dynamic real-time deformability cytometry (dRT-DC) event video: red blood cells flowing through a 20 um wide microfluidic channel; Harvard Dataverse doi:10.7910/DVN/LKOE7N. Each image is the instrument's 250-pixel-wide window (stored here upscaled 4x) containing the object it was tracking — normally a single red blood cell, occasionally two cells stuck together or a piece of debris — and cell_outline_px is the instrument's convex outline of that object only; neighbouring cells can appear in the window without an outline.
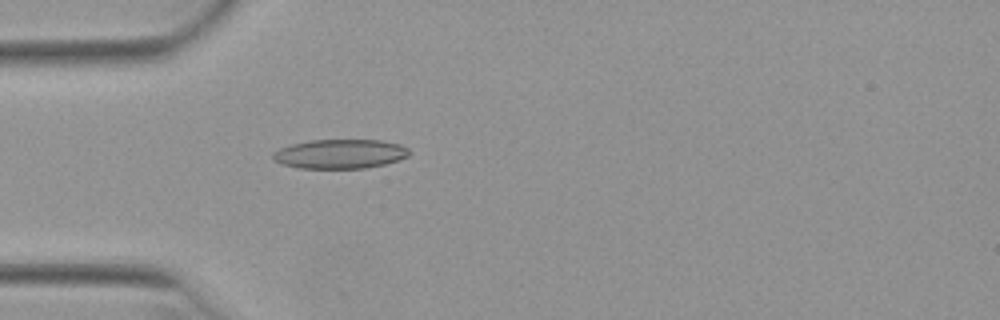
{"species": "Egyptian fruit bat (a non-hibernating species)", "species_latin": "Rousettus aegyptiacus", "temperature_condition": "warm", "stored_images_in_passage": 45, "camera_frame_rate_fps": 3000, "um_per_image_px": 0.085, "animal": {"sex": "female"}, "frame": {"image": 1, "passage_image": 9, "time_ms": 2.667, "image_size_px": [1000, 320], "cell_outline_px": [[408, 156], [400, 160], [384, 164], [364, 168], [296, 168], [272, 160], [272, 152], [280, 148], [292, 144], [308, 140], [380, 140], [400, 144], [408, 148]], "centroid_in_image_um": [28.88, 13.08], "position_along_channel_um": 56.1, "area_um2": 23.29}}
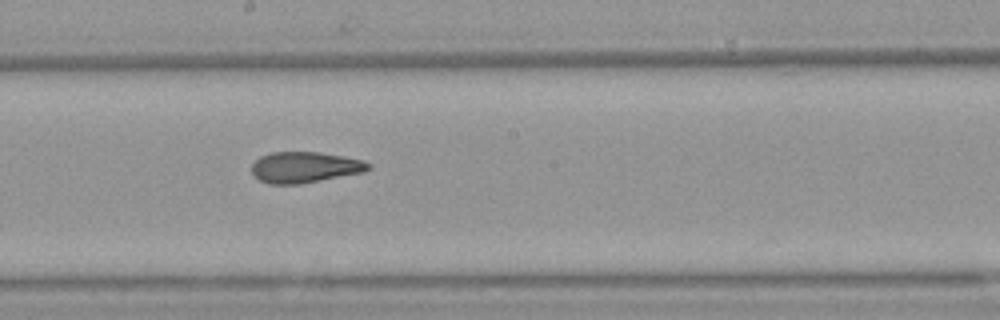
{"frame": {"image": 2, "passage_image": 22, "time_ms": 7.0, "image_size_px": [1000, 320], "cell_outline_px": [[372, 168], [364, 172], [300, 184], [268, 184], [252, 176], [252, 164], [260, 156], [272, 152], [320, 152], [344, 156], [364, 160], [372, 164]], "centroid_in_image_um": [25.92, 14.22], "position_along_channel_um": 222.3, "area_um2": 21.27}}
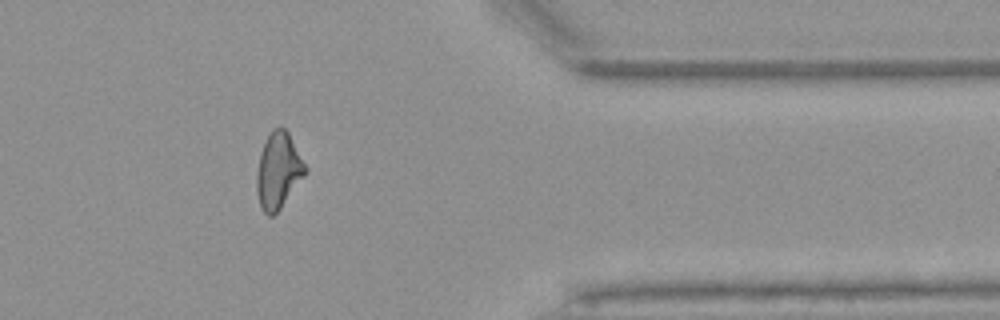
{"frame": {"image": 3, "passage_image": 36, "time_ms": 11.667, "image_size_px": [1000, 320], "cell_outline_px": [[308, 168], [304, 176], [280, 208], [272, 216], [268, 216], [264, 212], [260, 204], [256, 192], [256, 172], [260, 152], [272, 128], [284, 128], [288, 132]], "centroid_in_image_um": [23.65, 14.5], "position_along_channel_um": 387.8, "area_um2": 21.33}, "authors_computed_cell_mechanics": {"area_um2": 21.675, "velocity_mm_per_s": 3.9587, "shape_relaxation_time_tau1_ms": null, "shape_relaxation_time_tau2_ms": 1.707, "deformation_change_tau1": null, "deformation_change_tau2": 0.0844}}